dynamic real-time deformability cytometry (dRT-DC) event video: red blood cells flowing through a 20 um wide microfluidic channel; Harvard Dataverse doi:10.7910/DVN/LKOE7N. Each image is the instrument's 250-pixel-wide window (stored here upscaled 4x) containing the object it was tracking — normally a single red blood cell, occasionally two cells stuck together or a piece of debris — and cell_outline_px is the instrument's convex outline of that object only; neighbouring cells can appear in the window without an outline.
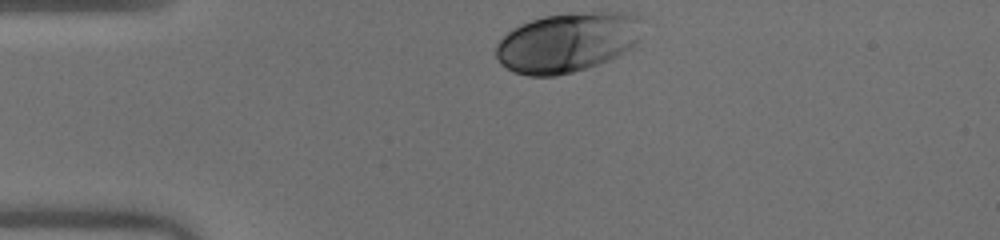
{"species": "human", "species_latin": "Homo sapiens", "temperature_condition": "warm", "stored_images_in_passage": 31, "camera_frame_rate_fps": 3000, "um_per_image_px": 0.085, "donor": {"sex": "male"}, "frame": {"image": 1, "passage_image": 1, "time_ms": 0.0, "image_size_px": [1000, 240], "cell_outline_px": [[640, 20], [636, 44], [632, 48], [608, 60], [572, 72], [556, 76], [528, 76], [512, 72], [500, 64], [496, 56], [496, 44], [512, 28], [520, 24], [544, 16], [596, 12], [636, 12], [640, 16]], "centroid_in_image_um": [48.19, 3.6], "position_along_channel_um": 36.8, "area_um2": 50.63}}
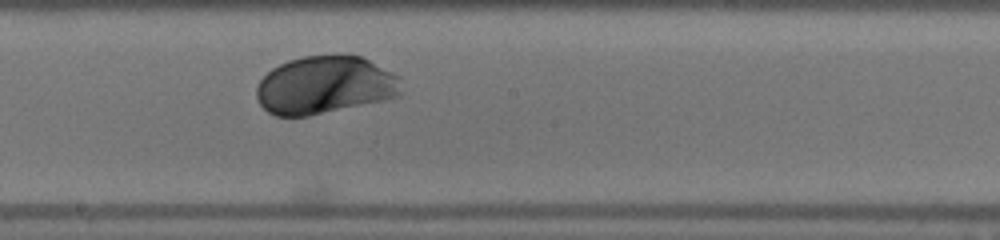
{"frame": {"image": 2, "passage_image": 18, "time_ms": 5.667, "image_size_px": [1000, 240], "cell_outline_px": [[404, 92], [400, 96], [384, 100], [308, 116], [276, 116], [268, 112], [260, 104], [256, 96], [256, 88], [260, 80], [272, 68], [288, 60], [304, 56], [340, 52], [360, 56], [400, 76]], "centroid_in_image_um": [27.65, 7.21], "position_along_channel_um": 220.6, "area_um2": 49.59}}
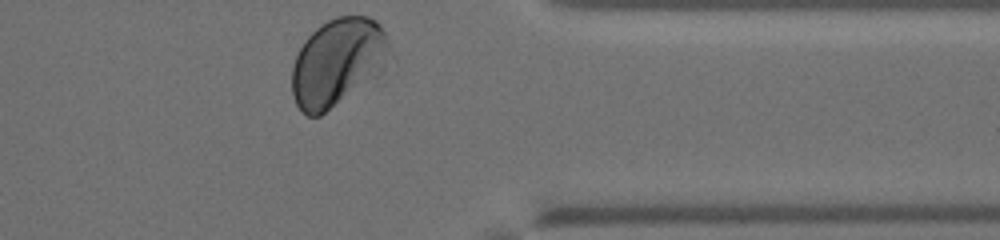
{"frame": {"image": 3, "passage_image": 31, "time_ms": 10.0, "image_size_px": [1000, 240], "cell_outline_px": [[388, 44], [360, 76], [320, 116], [308, 116], [296, 104], [292, 96], [292, 64], [304, 40], [320, 24], [336, 16], [368, 16], [376, 20], [380, 24], [388, 40]], "centroid_in_image_um": [28.42, 5.14], "position_along_channel_um": 383.0, "area_um2": 44.62}, "authors_computed_cell_mechanics": {"area_um2": 49.0722, "velocity_mm_per_s": 3.9546, "shape_relaxation_time_tau1_ms": 1.2476, "shape_relaxation_time_tau2_ms": null, "deformation_change_tau1": 0.0965, "deformation_change_tau2": null}}